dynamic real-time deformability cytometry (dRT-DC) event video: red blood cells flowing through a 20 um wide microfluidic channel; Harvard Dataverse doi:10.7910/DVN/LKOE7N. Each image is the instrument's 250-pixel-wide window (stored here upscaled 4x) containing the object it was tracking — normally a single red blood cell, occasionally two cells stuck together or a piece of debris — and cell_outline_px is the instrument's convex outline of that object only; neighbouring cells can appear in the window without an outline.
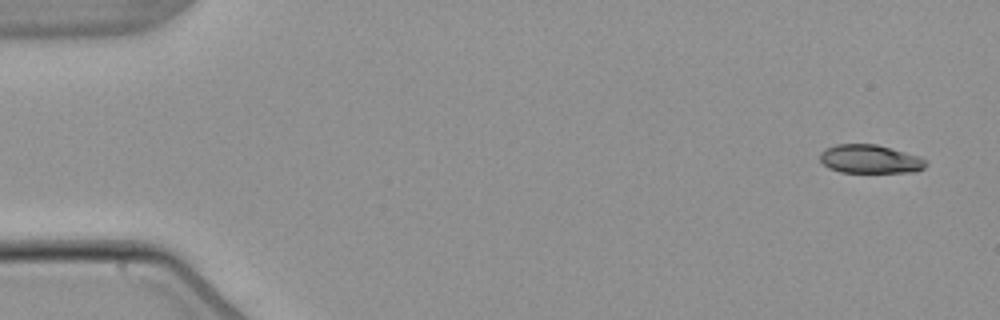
{"species": "common noctule bat (a hibernating species)", "species_latin": "Nyctalus noctula", "temperature_condition": "warm", "stored_images_in_passage": 3, "camera_frame_rate_fps": 3000, "um_per_image_px": 0.085, "animal": {"sex": "male", "body_mass_g": 21.5, "forearm_length_mm": 52.0}, "frame": {"image": 1, "passage_image": 1, "time_ms": 0.0, "image_size_px": [1000, 320], "cell_outline_px": [[928, 164], [924, 168], [916, 172], [840, 172], [828, 168], [820, 160], [820, 152], [836, 144], [876, 144], [920, 156]], "centroid_in_image_um": [73.96, 13.52], "position_along_channel_um": 11.0, "area_um2": 17.63}}